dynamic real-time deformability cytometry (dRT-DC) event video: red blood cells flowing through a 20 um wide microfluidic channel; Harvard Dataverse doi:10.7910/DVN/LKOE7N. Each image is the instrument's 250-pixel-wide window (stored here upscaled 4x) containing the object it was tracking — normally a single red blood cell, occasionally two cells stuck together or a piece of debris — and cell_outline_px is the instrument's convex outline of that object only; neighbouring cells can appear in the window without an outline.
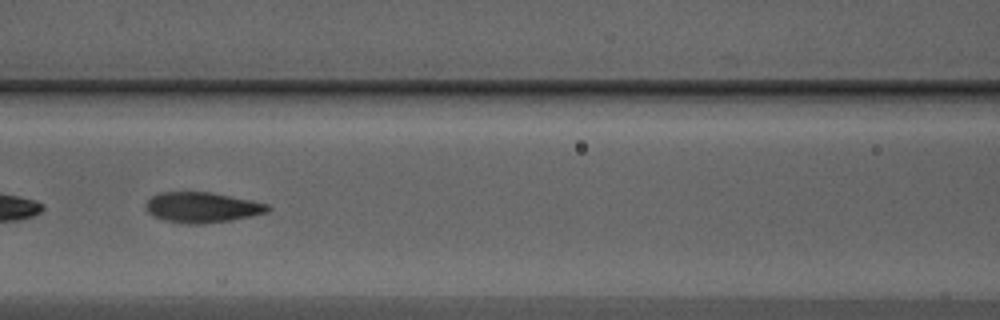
{"species": "Egyptian fruit bat (a non-hibernating species)", "species_latin": "Rousettus aegyptiacus", "temperature_condition": "warm", "stored_images_in_passage": 14, "camera_frame_rate_fps": 3000, "um_per_image_px": 0.085, "animal": {"sex": "male"}, "frame": {"image": 1, "passage_image": 12, "time_ms": 3.667, "image_size_px": [1000, 320], "cell_outline_px": [[272, 208], [268, 212], [252, 216], [204, 224], [188, 224], [164, 220], [152, 216], [144, 208], [144, 204], [152, 196], [160, 192], [212, 192], [252, 200], [268, 204]], "centroid_in_image_um": [17.17, 17.62], "position_along_channel_um": 149.4, "area_um2": 21.79}}